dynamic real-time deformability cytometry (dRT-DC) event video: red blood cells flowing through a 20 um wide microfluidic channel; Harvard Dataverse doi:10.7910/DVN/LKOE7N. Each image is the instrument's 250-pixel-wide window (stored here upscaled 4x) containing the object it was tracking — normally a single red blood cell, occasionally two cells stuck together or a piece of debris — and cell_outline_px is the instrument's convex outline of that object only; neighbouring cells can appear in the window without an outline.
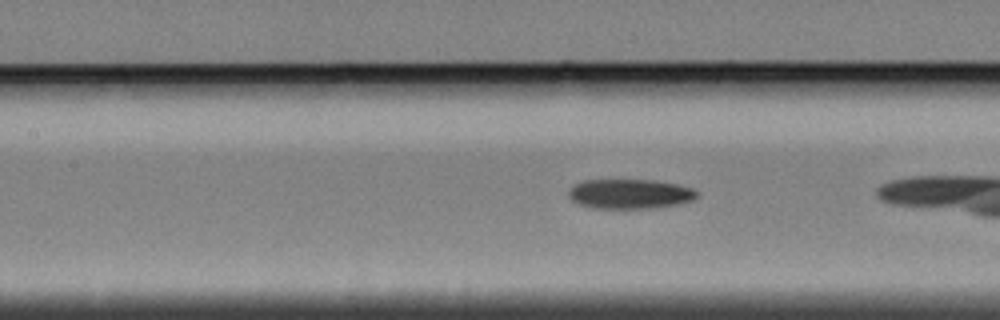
{"species": "Egyptian fruit bat (a non-hibernating species)", "species_latin": "Rousettus aegyptiacus", "temperature_condition": "cold", "stored_images_in_passage": 16, "camera_frame_rate_fps": 3000, "um_per_image_px": 0.085, "animal": {"sex": "female"}, "frame": {"image": 1, "passage_image": 7, "time_ms": 2.0, "image_size_px": [1000, 320], "cell_outline_px": [[696, 196], [692, 200], [676, 204], [656, 208], [592, 208], [576, 204], [568, 196], [568, 192], [572, 184], [580, 180], [652, 180], [676, 184], [692, 188], [696, 192]], "centroid_in_image_um": [53.45, 16.48], "position_along_channel_um": 154.0, "area_um2": 22.25}}